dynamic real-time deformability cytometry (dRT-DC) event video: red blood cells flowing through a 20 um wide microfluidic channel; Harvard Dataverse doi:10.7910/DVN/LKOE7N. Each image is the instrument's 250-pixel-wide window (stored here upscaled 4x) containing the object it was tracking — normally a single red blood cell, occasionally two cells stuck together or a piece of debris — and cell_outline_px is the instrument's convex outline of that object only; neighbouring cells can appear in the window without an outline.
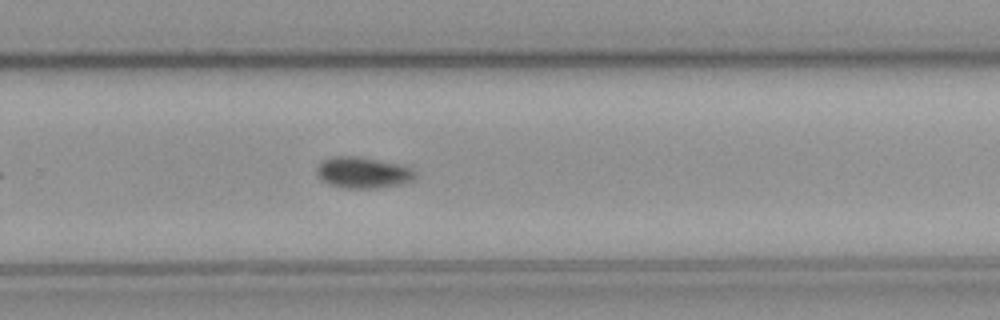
{"species": "common noctule bat (a hibernating species)", "species_latin": "Nyctalus noctula", "temperature_condition": "cold", "stored_images_in_passage": 34, "camera_frame_rate_fps": 3000, "um_per_image_px": 0.085, "animal": {"sex": "male", "body_mass_g": 23.1, "forearm_length_mm": 52.7}, "frame": {"image": 1, "passage_image": 25, "time_ms": 8.0, "image_size_px": [1000, 320], "cell_outline_px": [[416, 176], [412, 180], [400, 184], [380, 188], [340, 188], [328, 184], [316, 172], [316, 168], [324, 160], [332, 156], [356, 156], [400, 164], [412, 168], [416, 172]], "centroid_in_image_um": [30.87, 14.67], "position_along_channel_um": 298.9, "area_um2": 17.86}}
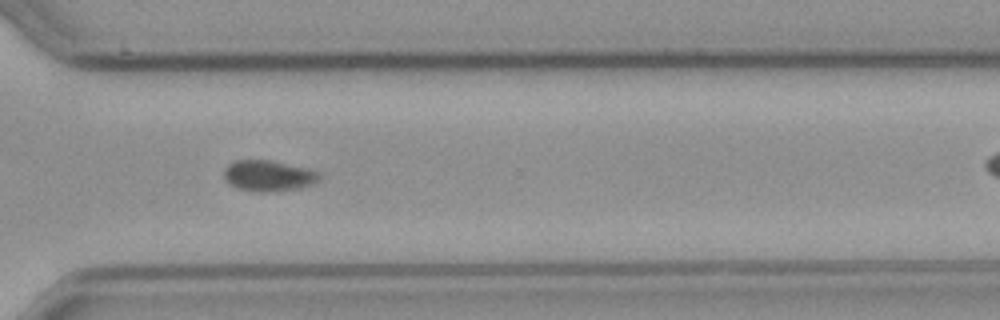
{"frame": {"image": 2, "passage_image": 29, "time_ms": 9.333, "image_size_px": [1000, 320], "cell_outline_px": [[324, 176], [320, 180], [312, 184], [296, 188], [264, 192], [260, 192], [240, 188], [224, 180], [224, 168], [228, 164], [236, 160], [268, 160], [304, 168], [320, 172]], "centroid_in_image_um": [22.83, 14.93], "position_along_channel_um": 347.8, "area_um2": 16.88}}